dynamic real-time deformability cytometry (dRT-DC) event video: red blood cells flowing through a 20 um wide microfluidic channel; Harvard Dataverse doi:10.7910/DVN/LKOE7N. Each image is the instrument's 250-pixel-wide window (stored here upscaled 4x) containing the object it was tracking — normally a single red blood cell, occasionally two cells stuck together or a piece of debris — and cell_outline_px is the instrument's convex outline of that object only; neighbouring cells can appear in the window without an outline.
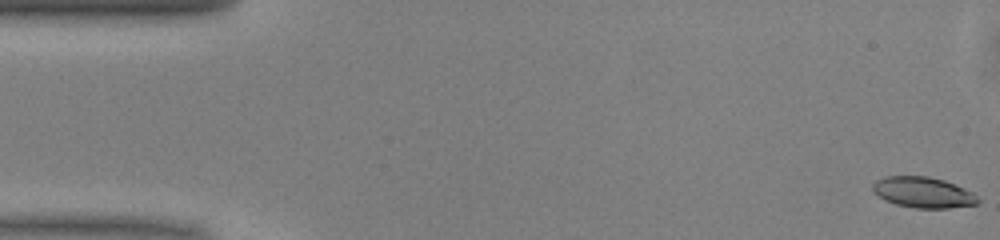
{"species": "common noctule bat (a hibernating species)", "species_latin": "Nyctalus noctula", "temperature_condition": "warm", "stored_images_in_passage": 50, "camera_frame_rate_fps": 3000, "um_per_image_px": 0.085, "animal": {"sex": "male", "body_mass_g": 13.0, "forearm_length_mm": 53.1}, "frame": {"image": 1, "passage_image": 1, "time_ms": 0.0, "image_size_px": [1000, 240], "cell_outline_px": [[980, 200], [976, 204], [948, 208], [916, 208], [896, 204], [884, 200], [872, 192], [872, 184], [876, 180], [884, 176], [928, 176], [944, 180], [964, 188], [972, 192]], "centroid_in_image_um": [78.42, 16.34], "position_along_channel_um": 6.6, "area_um2": 18.9}}
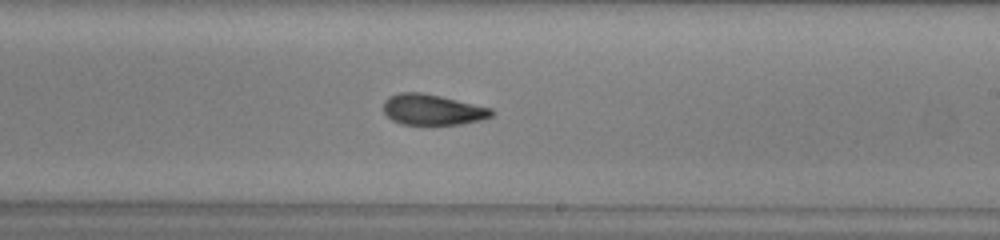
{"frame": {"image": 2, "passage_image": 29, "time_ms": 9.333, "image_size_px": [1000, 240], "cell_outline_px": [[496, 112], [492, 116], [480, 120], [460, 124], [400, 124], [392, 120], [384, 112], [384, 100], [388, 96], [400, 92], [420, 92], [440, 96], [492, 108]], "centroid_in_image_um": [36.76, 9.31], "position_along_channel_um": 252.2, "area_um2": 19.31}}
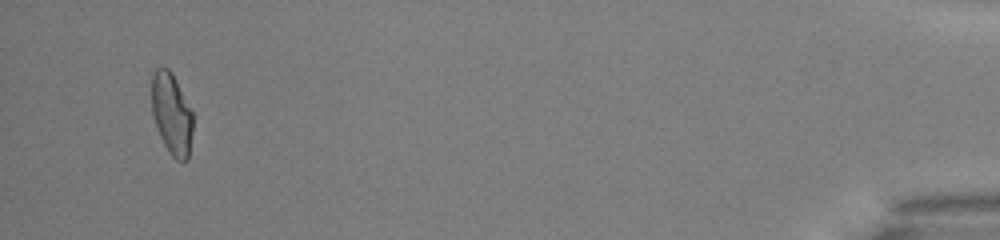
{"frame": {"image": 3, "passage_image": 48, "time_ms": 15.667, "image_size_px": [1000, 240], "cell_outline_px": [[192, 132], [188, 160], [176, 160], [168, 152], [160, 136], [152, 112], [152, 72], [156, 68], [168, 68], [172, 72], [192, 112]], "centroid_in_image_um": [14.58, 9.68], "position_along_channel_um": 420.6, "area_um2": 19.36}, "authors_computed_cell_mechanics": {"area_um2": 19.7676, "velocity_mm_per_s": 4.0726, "shape_relaxation_time_tau1_ms": 5.426, "shape_relaxation_time_tau2_ms": 2.2316, "deformation_change_tau1": 0.1846, "deformation_change_tau2": 0.0939}}